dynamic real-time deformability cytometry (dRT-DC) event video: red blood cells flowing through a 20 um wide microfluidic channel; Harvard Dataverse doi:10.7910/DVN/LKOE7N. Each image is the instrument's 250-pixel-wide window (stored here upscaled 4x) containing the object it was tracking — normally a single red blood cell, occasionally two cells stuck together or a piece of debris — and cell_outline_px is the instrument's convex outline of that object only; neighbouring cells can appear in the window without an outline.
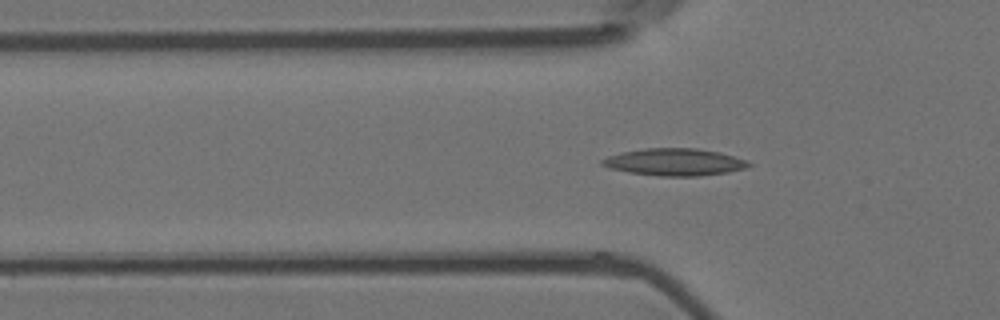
{"species": "Egyptian fruit bat (a non-hibernating species)", "species_latin": "Rousettus aegyptiacus", "temperature_condition": "room temperature", "stored_images_in_passage": 5, "camera_frame_rate_fps": 3000, "um_per_image_px": 0.085, "animal": {"sex": "female"}, "frame": {"image": 1, "passage_image": 4, "time_ms": 1.0, "image_size_px": [1000, 320], "cell_outline_px": [[752, 164], [744, 168], [728, 172], [700, 176], [660, 176], [628, 172], [608, 168], [600, 164], [600, 160], [608, 156], [624, 152], [644, 148], [696, 148], [720, 152], [744, 160]], "centroid_in_image_um": [57.29, 13.78], "position_along_channel_um": 68.5, "area_um2": 23.06}}
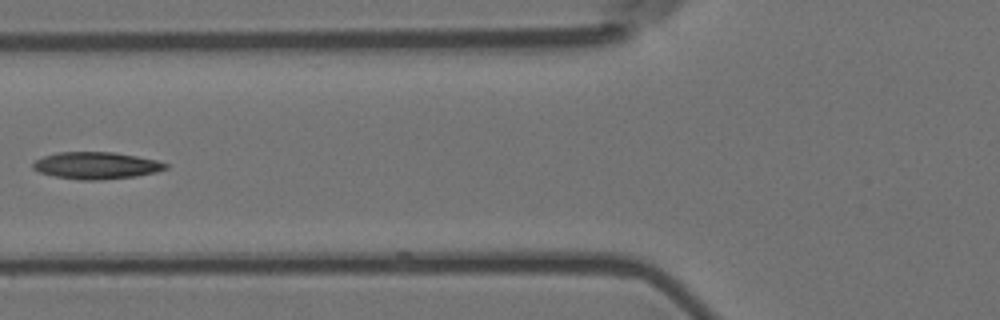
{"frame": {"image": 2, "passage_image": 5, "time_ms": 1.333, "image_size_px": [1000, 320], "cell_outline_px": [[168, 168], [156, 172], [136, 176], [100, 180], [80, 180], [56, 176], [40, 172], [32, 168], [32, 164], [36, 160], [44, 156], [56, 152], [116, 152], [156, 160], [168, 164]], "centroid_in_image_um": [8.19, 14.06], "position_along_channel_um": 117.6, "area_um2": 20.81}}